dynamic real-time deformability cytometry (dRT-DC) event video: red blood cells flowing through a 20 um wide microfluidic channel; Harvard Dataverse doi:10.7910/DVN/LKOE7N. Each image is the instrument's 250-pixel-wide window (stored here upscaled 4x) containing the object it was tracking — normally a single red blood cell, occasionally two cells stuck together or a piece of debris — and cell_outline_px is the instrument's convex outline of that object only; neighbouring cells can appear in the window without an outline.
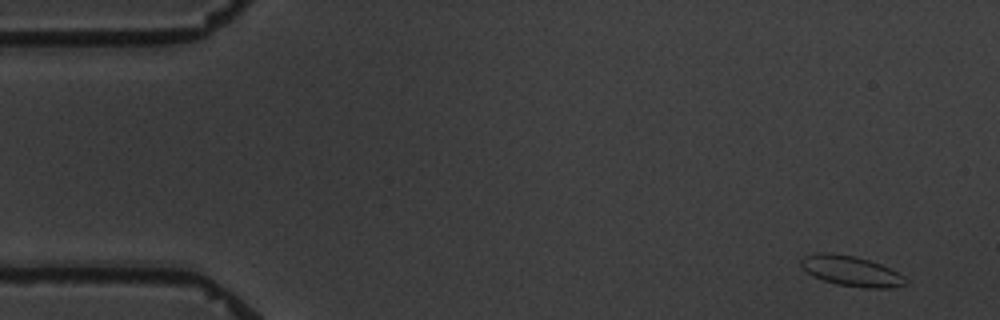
{"species": "common noctule bat (a hibernating species)", "species_latin": "Nyctalus noctula", "temperature_condition": "warm", "stored_images_in_passage": 6, "camera_frame_rate_fps": 3000, "um_per_image_px": 0.085, "animal": {"sex": "male", "body_mass_g": 19.5, "forearm_length_mm": 54.6}, "frame": {"image": 1, "passage_image": 1, "time_ms": 0.0, "image_size_px": [1000, 320], "cell_outline_px": [[908, 284], [892, 288], [864, 288], [836, 284], [812, 276], [800, 264], [800, 260], [804, 256], [820, 252], [828, 252], [856, 256], [880, 264], [904, 276], [908, 280]], "centroid_in_image_um": [72.36, 23.04], "position_along_channel_um": 12.6, "area_um2": 18.44}}
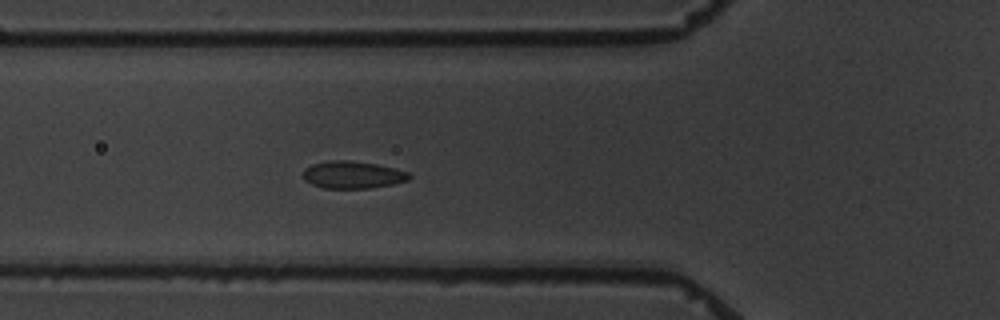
{"frame": {"image": 2, "passage_image": 6, "time_ms": 5.667, "image_size_px": [1000, 320], "cell_outline_px": [[412, 176], [408, 180], [392, 184], [368, 188], [324, 188], [312, 184], [304, 180], [304, 168], [312, 164], [328, 160], [348, 160], [376, 164], [408, 172]], "centroid_in_image_um": [29.95, 14.85], "position_along_channel_um": 95.8, "area_um2": 16.76}}